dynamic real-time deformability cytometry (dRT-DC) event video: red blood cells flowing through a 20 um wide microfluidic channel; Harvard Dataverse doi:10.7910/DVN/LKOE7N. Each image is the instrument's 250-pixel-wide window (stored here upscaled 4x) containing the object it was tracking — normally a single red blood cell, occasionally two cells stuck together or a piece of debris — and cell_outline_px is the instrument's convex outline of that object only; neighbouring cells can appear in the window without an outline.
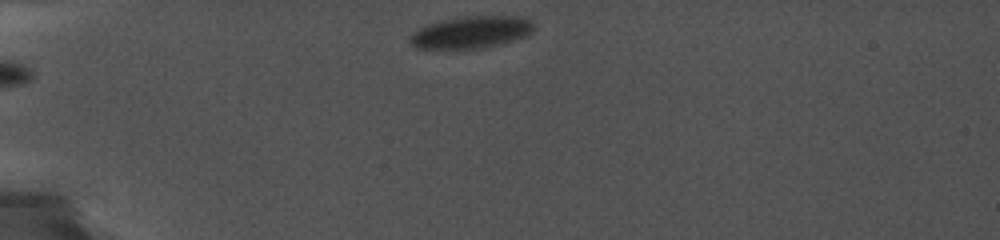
{"species": "common noctule bat (a hibernating species)", "species_latin": "Nyctalus noctula", "temperature_condition": "cold", "stored_images_in_passage": 41, "camera_frame_rate_fps": 5000, "um_per_image_px": 0.085, "animal": {"sex": "female", "body_mass_g": 19.0, "forearm_length_mm": 56.7}, "frame": {"image": 1, "passage_image": 1, "time_ms": 0.0, "image_size_px": [1000, 240], "cell_outline_px": [[536, 28], [528, 36], [500, 44], [484, 48], [416, 48], [408, 40], [412, 32], [416, 28], [440, 20], [464, 16], [516, 16], [532, 20]], "centroid_in_image_um": [40.07, 2.73], "position_along_channel_um": 44.9, "area_um2": 23.41}}
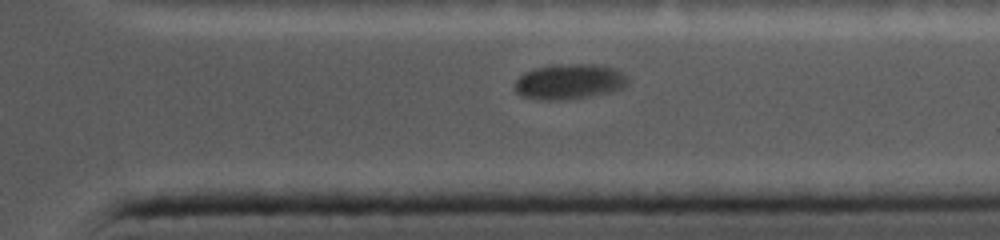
{"frame": {"image": 2, "passage_image": 34, "time_ms": 10.0, "image_size_px": [1000, 240], "cell_outline_px": [[628, 84], [624, 88], [608, 92], [588, 96], [564, 100], [536, 100], [520, 96], [516, 92], [516, 80], [524, 72], [536, 68], [560, 64], [596, 64], [612, 68], [624, 72], [628, 76]], "centroid_in_image_um": [48.4, 6.94], "position_along_channel_um": 363.0, "area_um2": 23.35}}
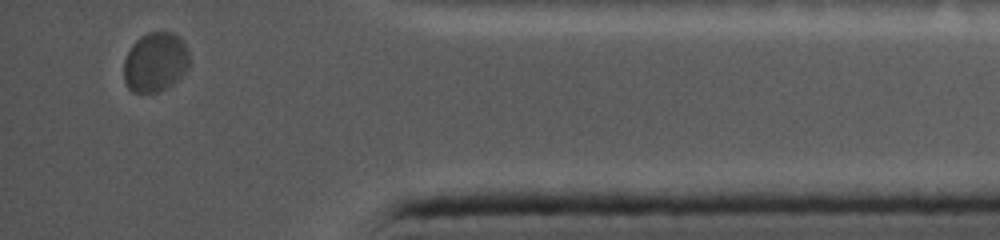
{"frame": {"image": 3, "passage_image": 39, "time_ms": 12.0, "image_size_px": [1000, 240], "cell_outline_px": [[188, 68], [168, 88], [160, 92], [132, 92], [128, 88], [124, 80], [124, 60], [132, 44], [140, 36], [148, 32], [172, 32], [180, 36], [188, 48]], "centroid_in_image_um": [13.2, 5.27], "position_along_channel_um": 422.0, "area_um2": 22.89}}